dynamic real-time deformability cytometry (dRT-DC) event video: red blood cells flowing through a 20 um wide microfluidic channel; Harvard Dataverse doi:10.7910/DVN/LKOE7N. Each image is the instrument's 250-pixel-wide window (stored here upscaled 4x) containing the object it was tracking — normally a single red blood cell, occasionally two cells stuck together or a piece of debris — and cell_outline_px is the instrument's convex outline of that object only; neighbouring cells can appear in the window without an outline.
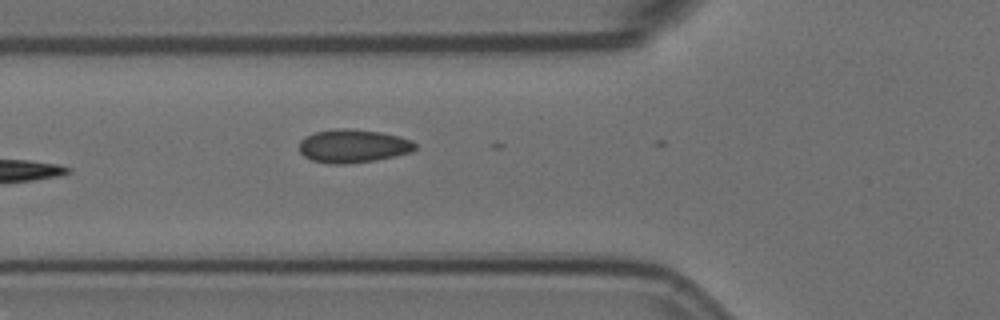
{"species": "Egyptian fruit bat (a non-hibernating species)", "species_latin": "Rousettus aegyptiacus", "temperature_condition": "room temperature", "stored_images_in_passage": 5, "camera_frame_rate_fps": 3000, "um_per_image_px": 0.085, "animal": {"sex": "female"}, "frame": {"image": 1, "passage_image": 5, "time_ms": 1.333, "image_size_px": [1000, 320], "cell_outline_px": [[416, 148], [412, 152], [396, 156], [376, 160], [348, 164], [328, 164], [312, 160], [304, 156], [300, 152], [300, 140], [316, 132], [336, 128], [348, 128], [380, 132], [400, 136], [412, 140], [416, 144]], "centroid_in_image_um": [30.04, 12.42], "position_along_channel_um": 95.8, "area_um2": 22.66}}